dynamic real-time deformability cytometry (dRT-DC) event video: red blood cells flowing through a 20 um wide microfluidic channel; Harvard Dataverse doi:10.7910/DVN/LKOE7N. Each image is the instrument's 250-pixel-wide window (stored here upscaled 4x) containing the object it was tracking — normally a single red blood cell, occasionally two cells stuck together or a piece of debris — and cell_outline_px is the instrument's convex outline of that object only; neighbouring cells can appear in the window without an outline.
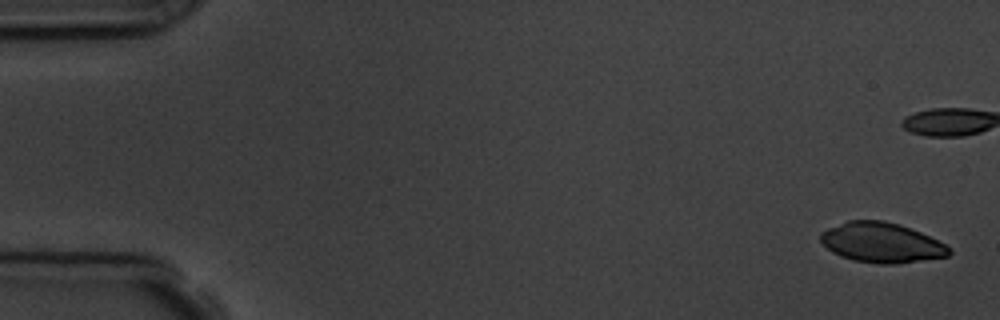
{"species": "common noctule bat (a hibernating species)", "species_latin": "Nyctalus noctula", "temperature_condition": "room temperature", "stored_images_in_passage": 6, "camera_frame_rate_fps": 3000, "um_per_image_px": 0.085, "animal": {"sex": "male", "body_mass_g": 19.5, "forearm_length_mm": 54.6}, "frame": {"image": 1, "passage_image": 1, "time_ms": 0.0, "image_size_px": [1000, 320], "cell_outline_px": [[952, 252], [948, 256], [896, 264], [880, 264], [852, 260], [840, 256], [832, 252], [820, 240], [820, 232], [828, 228], [848, 220], [884, 220], [900, 224], [920, 232], [944, 244]], "centroid_in_image_um": [74.9, 20.62], "position_along_channel_um": 10.1, "area_um2": 29.82}}
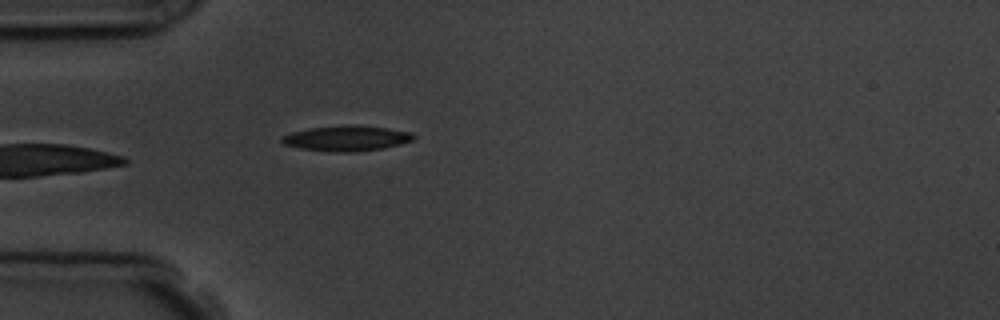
{"frame": {"image": 2, "passage_image": 6, "time_ms": 5.667, "image_size_px": [1000, 320], "cell_outline_px": [[416, 136], [412, 140], [400, 144], [380, 148], [356, 152], [332, 152], [300, 148], [284, 144], [280, 140], [280, 136], [292, 132], [312, 128], [344, 124], [356, 124], [388, 128], [412, 132]], "centroid_in_image_um": [29.46, 11.74], "position_along_channel_um": 55.5, "area_um2": 19.59}}